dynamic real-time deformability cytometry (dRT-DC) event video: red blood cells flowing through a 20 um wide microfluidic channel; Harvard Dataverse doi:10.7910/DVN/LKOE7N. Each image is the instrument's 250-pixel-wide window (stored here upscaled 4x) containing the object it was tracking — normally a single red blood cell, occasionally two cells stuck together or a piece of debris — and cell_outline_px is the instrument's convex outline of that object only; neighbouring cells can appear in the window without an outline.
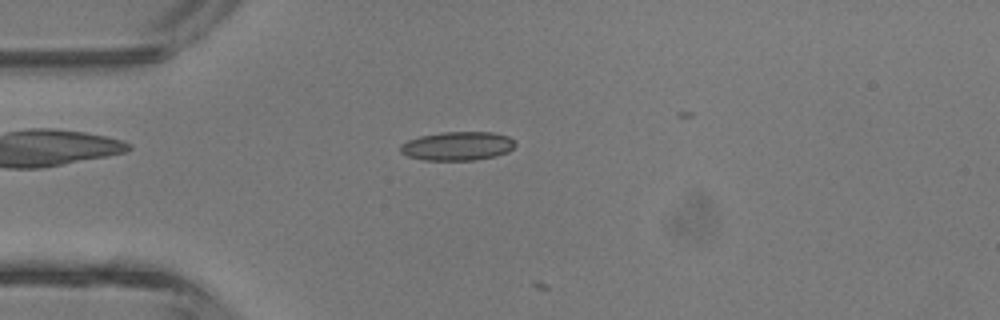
{"species": "common noctule bat (a hibernating species)", "species_latin": "Nyctalus noctula", "temperature_condition": "room temperature", "stored_images_in_passage": 3, "camera_frame_rate_fps": 3000, "um_per_image_px": 0.085, "animal": {"sex": "male", "body_mass_g": 13.3}, "frame": {"image": 1, "passage_image": 1, "time_ms": 0.0, "image_size_px": [1000, 320], "cell_outline_px": [[516, 144], [508, 152], [496, 156], [476, 160], [424, 160], [408, 156], [400, 152], [400, 144], [408, 140], [420, 136], [440, 132], [492, 132], [508, 136]], "centroid_in_image_um": [38.87, 12.41], "position_along_channel_um": 46.1, "area_um2": 19.31}}